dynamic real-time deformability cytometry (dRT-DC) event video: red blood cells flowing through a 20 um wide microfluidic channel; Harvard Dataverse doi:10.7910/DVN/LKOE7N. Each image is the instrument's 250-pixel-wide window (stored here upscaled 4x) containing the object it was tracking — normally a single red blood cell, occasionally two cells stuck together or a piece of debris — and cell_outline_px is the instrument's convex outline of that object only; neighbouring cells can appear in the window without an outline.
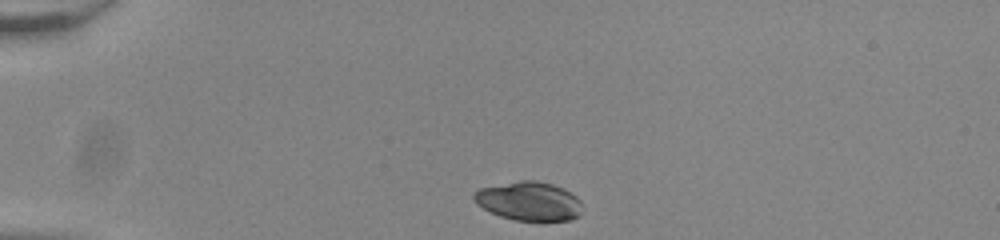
{"species": "common noctule bat (a hibernating species)", "species_latin": "Nyctalus noctula", "temperature_condition": "room temperature", "stored_images_in_passage": 36, "camera_frame_rate_fps": 3000, "um_per_image_px": 0.085, "animal": {"sex": "male", "body_mass_g": 20.0, "forearm_length_mm": 53.3}, "frame": {"image": 1, "passage_image": 1, "time_ms": 0.0, "image_size_px": [1000, 240], "cell_outline_px": [[580, 216], [568, 220], [544, 224], [540, 224], [516, 220], [500, 216], [476, 204], [472, 196], [472, 192], [480, 188], [520, 180], [536, 180], [552, 184], [564, 188], [576, 196], [580, 200]], "centroid_in_image_um": [44.98, 17.14], "position_along_channel_um": 40.0, "area_um2": 25.26}}
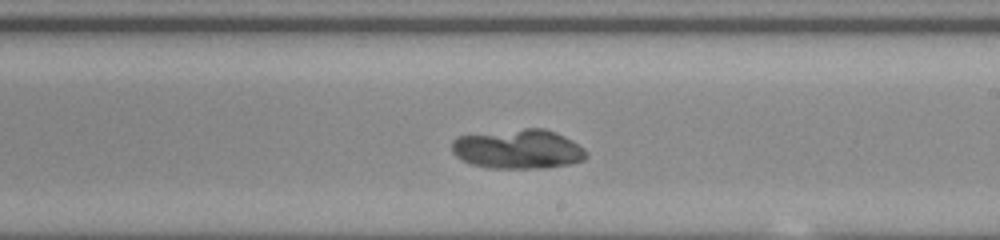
{"frame": {"image": 2, "passage_image": 21, "time_ms": 6.667, "image_size_px": [1000, 240], "cell_outline_px": [[588, 156], [584, 160], [572, 164], [544, 168], [488, 168], [472, 164], [460, 160], [452, 152], [452, 140], [456, 136], [524, 128], [544, 128], [556, 132], [572, 140], [584, 148], [588, 152]], "centroid_in_image_um": [44.05, 12.67], "position_along_channel_um": 244.9, "area_um2": 31.27}}
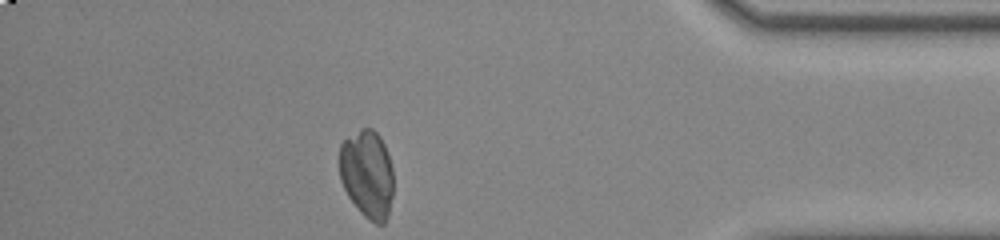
{"frame": {"image": 3, "passage_image": 36, "time_ms": 11.667, "image_size_px": [1000, 240], "cell_outline_px": [[392, 196], [388, 216], [384, 224], [376, 224], [368, 220], [360, 212], [348, 196], [340, 180], [340, 144], [344, 140], [360, 128], [372, 128], [380, 136], [384, 144], [392, 168]], "centroid_in_image_um": [31.2, 14.8], "position_along_channel_um": 404.0, "area_um2": 27.74}}